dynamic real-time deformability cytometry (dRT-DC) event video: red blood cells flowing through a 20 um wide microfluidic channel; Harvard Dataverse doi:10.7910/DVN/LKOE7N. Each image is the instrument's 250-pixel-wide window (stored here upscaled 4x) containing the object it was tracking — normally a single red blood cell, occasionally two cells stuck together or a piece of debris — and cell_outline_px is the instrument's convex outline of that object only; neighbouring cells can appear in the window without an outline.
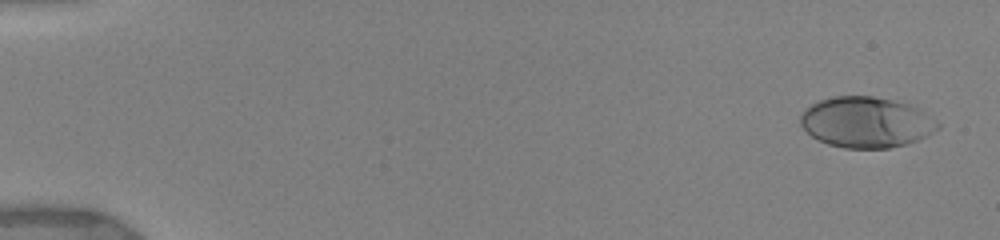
{"species": "human", "species_latin": "Homo sapiens", "temperature_condition": "warm", "stored_images_in_passage": 16, "camera_frame_rate_fps": 3000, "um_per_image_px": 0.085, "donor": {"sex": "female"}, "frame": {"image": 1, "passage_image": 1, "time_ms": 0.0, "image_size_px": [1000, 240], "cell_outline_px": [[940, 128], [908, 144], [888, 148], [844, 148], [828, 144], [812, 136], [800, 124], [800, 112], [812, 104], [820, 100], [832, 96], [872, 96], [892, 100], [908, 104], [916, 108], [940, 124]], "centroid_in_image_um": [73.58, 10.39], "position_along_channel_um": 11.4, "area_um2": 40.23}}
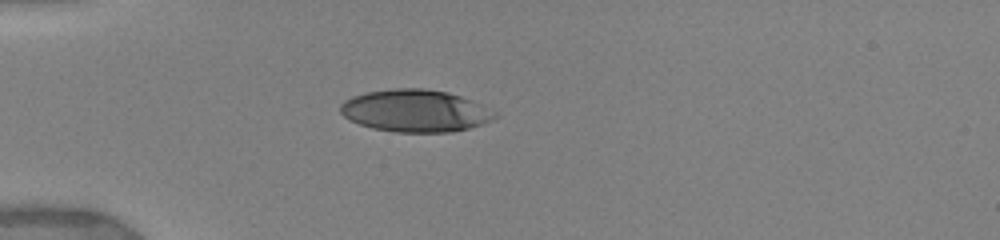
{"frame": {"image": 2, "passage_image": 9, "time_ms": 4.333, "image_size_px": [1000, 240], "cell_outline_px": [[500, 116], [484, 124], [452, 132], [396, 132], [372, 128], [360, 124], [344, 116], [340, 112], [340, 104], [344, 100], [352, 96], [368, 92], [396, 88], [424, 88], [448, 92], [472, 100], [496, 112]], "centroid_in_image_um": [35.33, 9.42], "position_along_channel_um": 49.7, "area_um2": 38.09}}